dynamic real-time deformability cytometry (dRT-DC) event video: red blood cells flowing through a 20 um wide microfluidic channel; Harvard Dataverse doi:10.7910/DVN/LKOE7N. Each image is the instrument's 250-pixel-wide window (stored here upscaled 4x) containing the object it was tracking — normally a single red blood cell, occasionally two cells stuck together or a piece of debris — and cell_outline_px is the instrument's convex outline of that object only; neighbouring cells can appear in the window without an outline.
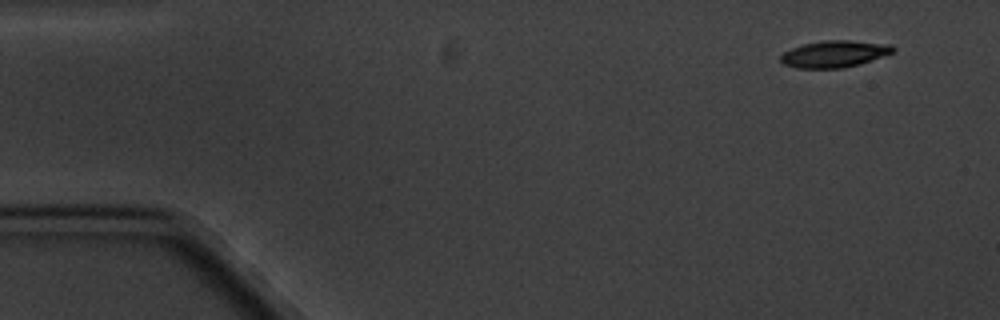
{"species": "common noctule bat (a hibernating species)", "species_latin": "Nyctalus noctula", "temperature_condition": "cold", "stored_images_in_passage": 12, "camera_frame_rate_fps": 3000, "um_per_image_px": 0.085, "animal": {"sex": "male", "body_mass_g": 20.1, "forearm_length_mm": 53.5}, "frame": {"image": 1, "passage_image": 1, "time_ms": 0.0, "image_size_px": [1000, 320], "cell_outline_px": [[896, 52], [860, 64], [844, 68], [796, 68], [784, 64], [780, 60], [780, 56], [784, 52], [792, 48], [804, 44], [824, 40], [848, 40], [892, 44], [896, 48]], "centroid_in_image_um": [70.98, 4.58], "position_along_channel_um": 14.0, "area_um2": 17.69}}
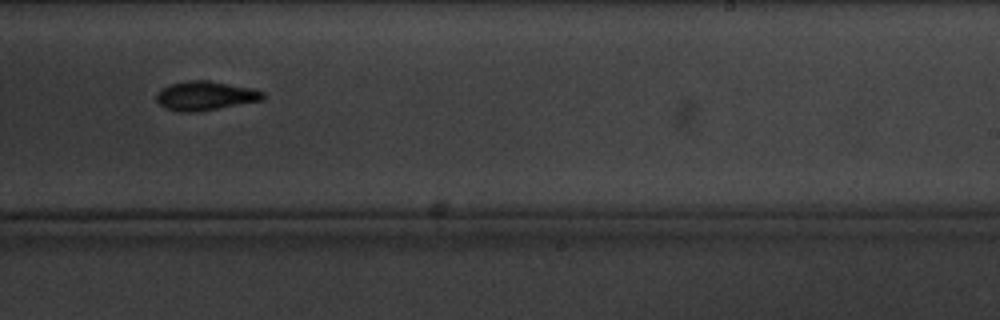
{"frame": {"image": 2, "passage_image": 10, "time_ms": 10.667, "image_size_px": [1000, 320], "cell_outline_px": [[264, 100], [216, 108], [188, 112], [180, 112], [164, 108], [156, 100], [156, 92], [160, 88], [168, 84], [188, 80], [208, 80], [252, 88], [264, 92]], "centroid_in_image_um": [17.4, 8.12], "position_along_channel_um": 271.6, "area_um2": 18.03}}